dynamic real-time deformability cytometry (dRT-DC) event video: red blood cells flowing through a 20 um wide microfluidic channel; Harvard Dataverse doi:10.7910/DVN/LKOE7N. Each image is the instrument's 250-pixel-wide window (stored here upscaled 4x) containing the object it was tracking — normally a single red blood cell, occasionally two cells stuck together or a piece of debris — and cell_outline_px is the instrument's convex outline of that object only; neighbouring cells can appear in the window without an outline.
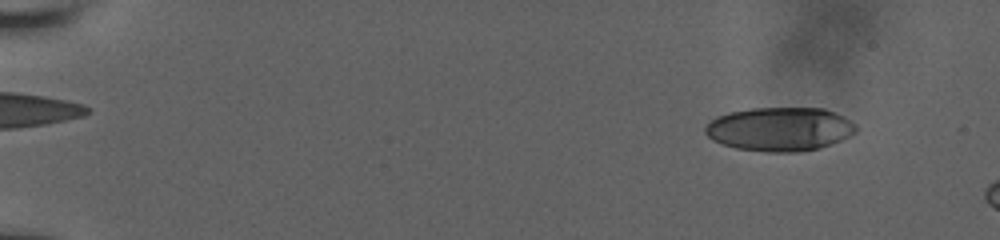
{"species": "human", "species_latin": "Homo sapiens", "temperature_condition": "room temperature", "stored_images_in_passage": 6, "camera_frame_rate_fps": 3000, "um_per_image_px": 0.085, "donor": {"sex": "male"}, "frame": {"image": 1, "passage_image": 2, "time_ms": 1.0, "image_size_px": [1000, 240], "cell_outline_px": [[856, 132], [840, 140], [820, 148], [796, 152], [768, 152], [736, 148], [712, 140], [704, 132], [704, 128], [716, 116], [728, 112], [752, 108], [824, 108], [844, 116], [856, 124]], "centroid_in_image_um": [66.28, 10.97], "position_along_channel_um": 18.7, "area_um2": 38.49}}